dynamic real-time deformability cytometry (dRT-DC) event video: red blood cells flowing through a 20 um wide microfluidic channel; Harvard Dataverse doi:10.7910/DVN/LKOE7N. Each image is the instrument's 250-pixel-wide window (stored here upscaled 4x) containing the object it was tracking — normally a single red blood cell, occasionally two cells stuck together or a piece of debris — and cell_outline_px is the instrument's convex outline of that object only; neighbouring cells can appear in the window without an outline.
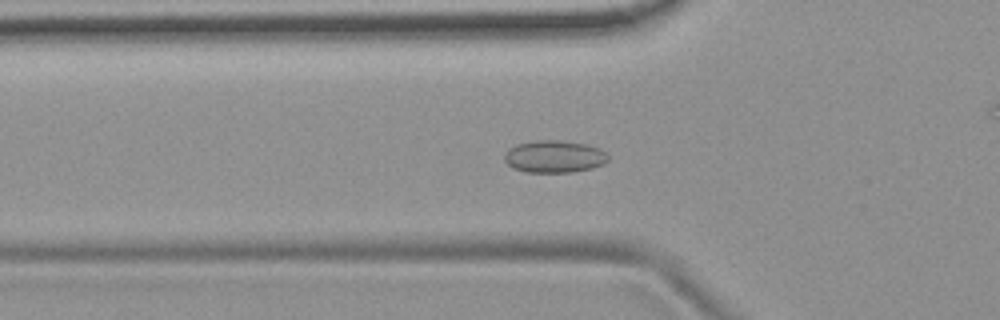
{"species": "common noctule bat (a hibernating species)", "species_latin": "Nyctalus noctula", "temperature_condition": "room temperature", "stored_images_in_passage": 45, "camera_frame_rate_fps": 3000, "um_per_image_px": 0.085, "animal": {"sex": "female", "body_mass_g": 19.9}, "frame": {"image": 1, "passage_image": 8, "time_ms": 2.333, "image_size_px": [1000, 320], "cell_outline_px": [[608, 160], [604, 164], [592, 168], [572, 172], [524, 172], [512, 168], [504, 160], [504, 152], [508, 148], [516, 144], [536, 140], [560, 140], [588, 144], [600, 148], [608, 152]], "centroid_in_image_um": [47.12, 13.3], "position_along_channel_um": 78.7, "area_um2": 19.88}}
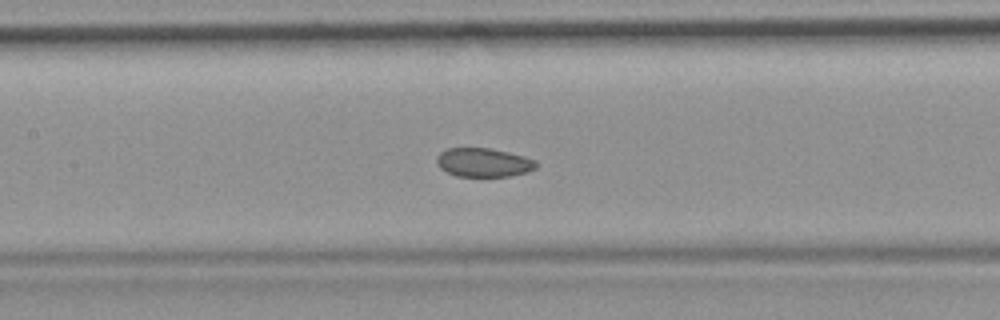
{"frame": {"image": 2, "passage_image": 15, "time_ms": 4.667, "image_size_px": [1000, 320], "cell_outline_px": [[536, 168], [528, 172], [508, 176], [456, 176], [440, 168], [436, 160], [440, 152], [448, 148], [492, 148], [524, 156], [536, 160]], "centroid_in_image_um": [41.11, 13.8], "position_along_channel_um": 166.3, "area_um2": 16.65}}
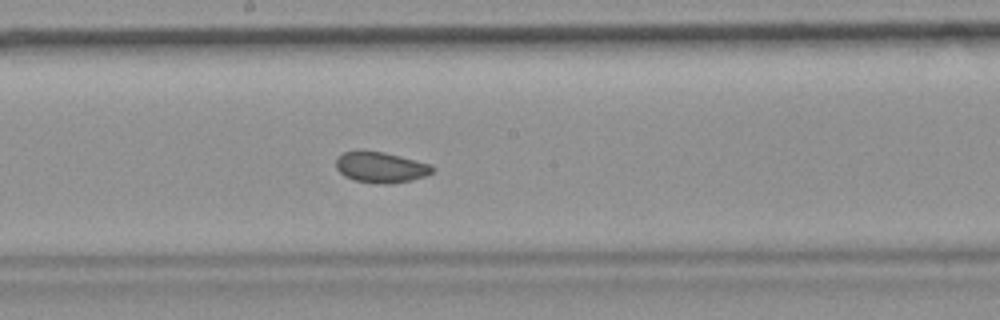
{"frame": {"image": 3, "passage_image": 19, "time_ms": 6.0, "image_size_px": [1000, 320], "cell_outline_px": [[436, 168], [432, 172], [424, 176], [412, 180], [388, 184], [376, 184], [352, 180], [344, 176], [336, 168], [336, 160], [344, 152], [360, 148], [384, 152], [432, 164]], "centroid_in_image_um": [32.35, 14.2], "position_along_channel_um": 215.9, "area_um2": 17.74}}